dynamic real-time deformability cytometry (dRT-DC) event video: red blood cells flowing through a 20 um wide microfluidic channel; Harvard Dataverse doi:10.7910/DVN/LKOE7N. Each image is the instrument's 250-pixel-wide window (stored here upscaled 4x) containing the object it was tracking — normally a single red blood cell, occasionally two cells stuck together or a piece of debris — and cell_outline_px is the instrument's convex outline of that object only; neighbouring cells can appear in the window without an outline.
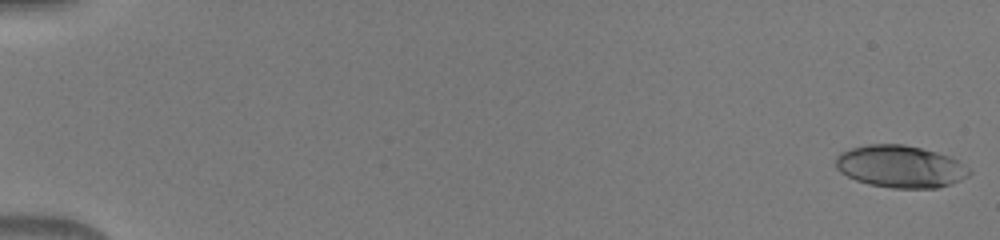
{"species": "human", "species_latin": "Homo sapiens", "temperature_condition": "warm", "stored_images_in_passage": 50, "camera_frame_rate_fps": 3000, "um_per_image_px": 0.085, "donor": {"sex": "male"}, "frame": {"image": 1, "passage_image": 1, "time_ms": 0.0, "image_size_px": [1000, 240], "cell_outline_px": [[972, 172], [968, 176], [952, 184], [936, 188], [892, 188], [868, 184], [856, 180], [840, 172], [836, 168], [836, 156], [840, 152], [852, 148], [868, 144], [904, 144], [936, 152], [948, 156], [956, 160], [968, 168]], "centroid_in_image_um": [76.51, 14.16], "position_along_channel_um": 8.5, "area_um2": 32.77}}
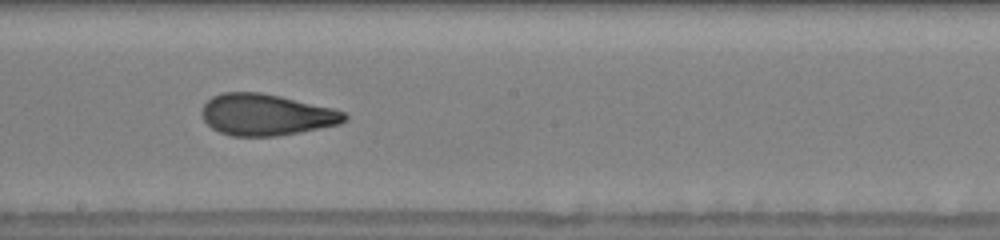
{"frame": {"image": 2, "passage_image": 30, "time_ms": 9.667, "image_size_px": [1000, 240], "cell_outline_px": [[348, 116], [340, 124], [300, 132], [276, 136], [232, 136], [220, 132], [212, 128], [204, 120], [200, 112], [204, 104], [212, 96], [224, 92], [260, 92], [280, 96], [332, 108], [344, 112]], "centroid_in_image_um": [22.6, 9.75], "position_along_channel_um": 225.6, "area_um2": 34.33}}
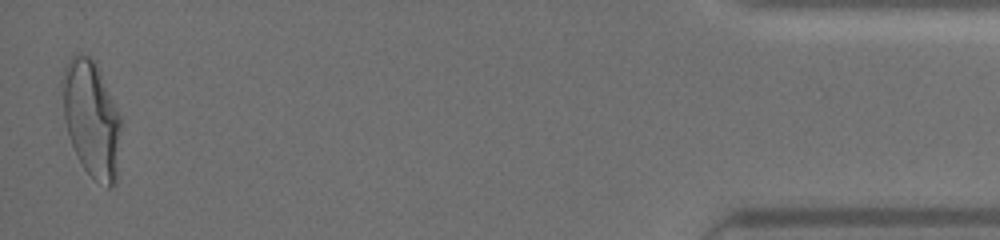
{"frame": {"image": 3, "passage_image": 50, "time_ms": 16.333, "image_size_px": [1000, 240], "cell_outline_px": [[120, 128], [116, 184], [112, 188], [108, 188], [96, 180], [84, 168], [72, 144], [64, 120], [60, 84], [60, 80], [64, 68], [68, 60], [76, 52], [88, 56], [96, 60], [120, 116]], "centroid_in_image_um": [7.75, 10.03], "position_along_channel_um": 427.5, "area_um2": 39.94}}